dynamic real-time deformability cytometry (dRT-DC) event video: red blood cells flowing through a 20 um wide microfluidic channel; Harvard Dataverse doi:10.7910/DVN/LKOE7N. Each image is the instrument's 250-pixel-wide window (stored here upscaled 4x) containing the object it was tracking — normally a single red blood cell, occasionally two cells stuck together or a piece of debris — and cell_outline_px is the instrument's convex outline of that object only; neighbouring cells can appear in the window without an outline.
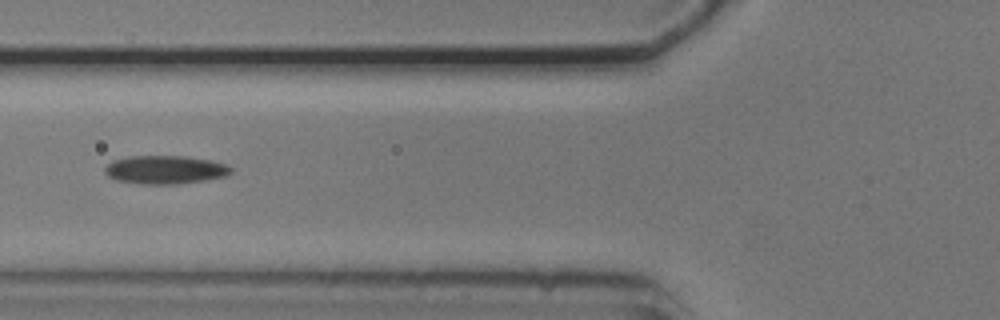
{"species": "common noctule bat (a hibernating species)", "species_latin": "Nyctalus noctula", "temperature_condition": "cold", "stored_images_in_passage": 14, "camera_frame_rate_fps": 3000, "um_per_image_px": 0.085, "animal": {"sex": "male", "body_mass_g": 20.5, "forearm_length_mm": 52.5}, "frame": {"image": 1, "passage_image": 8, "time_ms": 2.333, "image_size_px": [1000, 320], "cell_outline_px": [[232, 172], [224, 176], [204, 180], [180, 184], [140, 184], [116, 180], [108, 176], [104, 172], [104, 168], [112, 160], [128, 156], [188, 156], [212, 160], [224, 164], [232, 168]], "centroid_in_image_um": [14.01, 14.42], "position_along_channel_um": 111.8, "area_um2": 20.98}}